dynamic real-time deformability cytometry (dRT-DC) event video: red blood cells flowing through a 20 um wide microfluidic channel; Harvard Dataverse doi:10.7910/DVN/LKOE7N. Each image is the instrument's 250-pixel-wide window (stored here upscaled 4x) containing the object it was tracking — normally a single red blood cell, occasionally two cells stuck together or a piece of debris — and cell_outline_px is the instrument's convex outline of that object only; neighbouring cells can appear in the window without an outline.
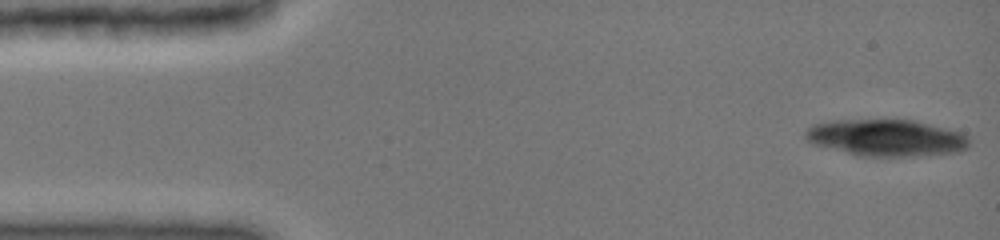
{"species": "common noctule bat (a hibernating species)", "species_latin": "Nyctalus noctula", "temperature_condition": "cold", "stored_images_in_passage": 27, "camera_frame_rate_fps": 3000, "um_per_image_px": 0.085, "animal": {"sex": "female", "body_mass_g": 19.0, "forearm_length_mm": 51.5}, "frame": {"image": 1, "passage_image": 1, "time_ms": 0.0, "image_size_px": [1000, 240], "cell_outline_px": [[968, 148], [960, 152], [912, 156], [860, 156], [812, 144], [804, 136], [804, 132], [812, 124], [832, 120], [912, 120], [964, 132], [968, 136]], "centroid_in_image_um": [75.34, 11.71], "position_along_channel_um": 9.7, "area_um2": 35.2}}
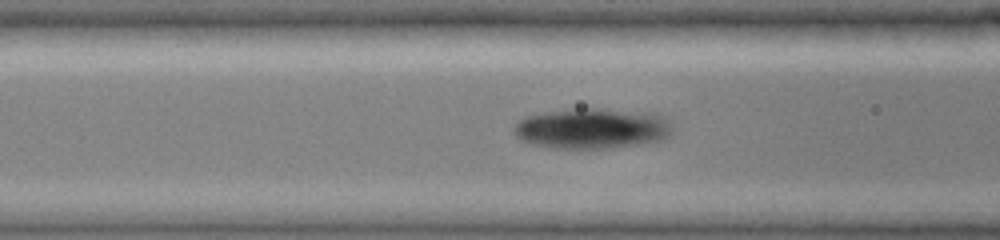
{"frame": {"image": 2, "passage_image": 15, "time_ms": 6.0, "image_size_px": [1000, 240], "cell_outline_px": [[672, 132], [668, 136], [660, 140], [640, 144], [608, 148], [552, 148], [532, 144], [520, 140], [516, 136], [516, 124], [524, 116], [544, 112], [572, 108], [600, 108], [664, 116], [672, 124]], "centroid_in_image_um": [50.3, 10.92], "position_along_channel_um": 116.3, "area_um2": 37.17}}
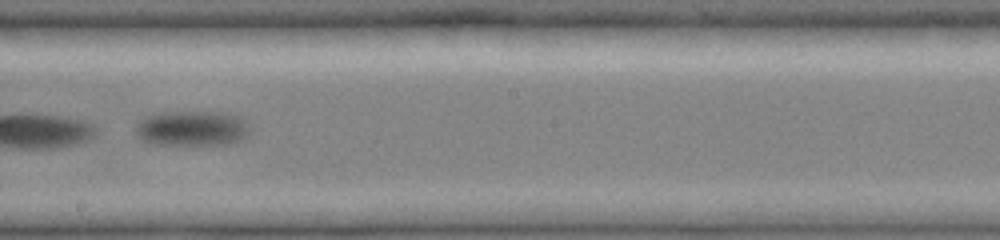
{"frame": {"image": 3, "passage_image": 23, "time_ms": 9.333, "image_size_px": [1000, 240], "cell_outline_px": [[248, 136], [240, 140], [228, 144], [152, 144], [140, 140], [136, 136], [136, 124], [140, 120], [148, 116], [160, 112], [228, 112], [240, 116], [244, 120], [248, 132]], "centroid_in_image_um": [16.29, 10.9], "position_along_channel_um": 231.9, "area_um2": 23.47}}